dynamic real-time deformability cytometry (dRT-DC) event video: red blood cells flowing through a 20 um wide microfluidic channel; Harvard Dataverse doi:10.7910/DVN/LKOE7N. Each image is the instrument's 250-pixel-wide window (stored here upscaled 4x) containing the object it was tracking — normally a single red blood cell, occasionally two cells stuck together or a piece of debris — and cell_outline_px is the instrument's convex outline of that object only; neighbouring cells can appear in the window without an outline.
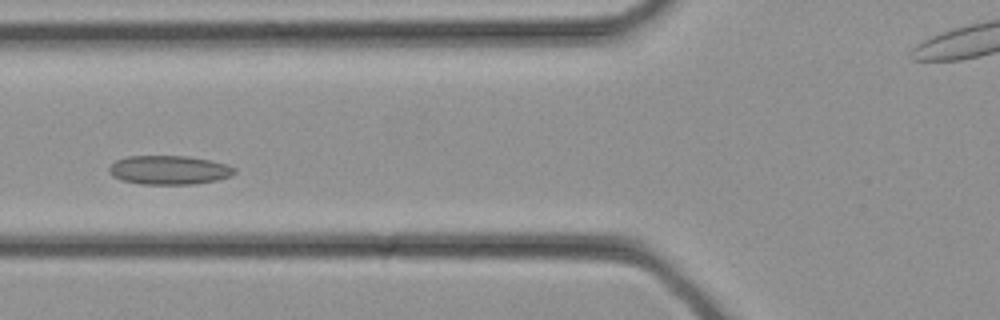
{"species": "common noctule bat (a hibernating species)", "species_latin": "Nyctalus noctula", "temperature_condition": "cold", "stored_images_in_passage": 28, "camera_frame_rate_fps": 3000, "um_per_image_px": 0.085, "animal": {"sex": "female", "body_mass_g": 21.9}, "frame": {"image": 1, "passage_image": 6, "time_ms": 1.667, "image_size_px": [1000, 320], "cell_outline_px": [[236, 172], [232, 176], [216, 180], [192, 184], [140, 184], [120, 180], [112, 176], [108, 172], [108, 168], [116, 160], [128, 156], [188, 156], [228, 164], [236, 168]], "centroid_in_image_um": [14.37, 14.45], "position_along_channel_um": 111.4, "area_um2": 21.27}}
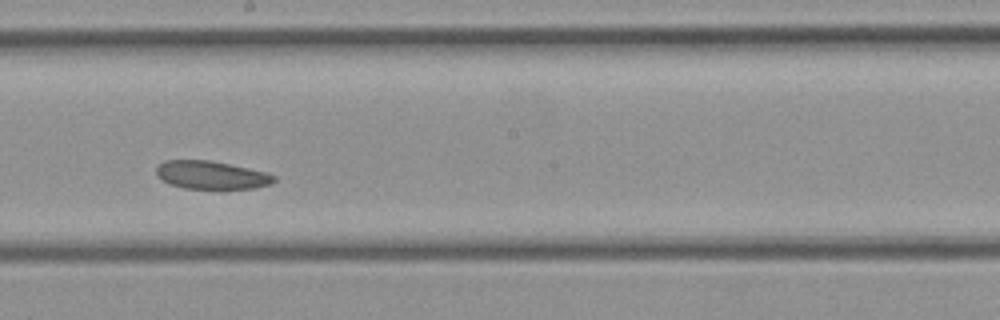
{"frame": {"image": 2, "passage_image": 12, "time_ms": 3.667, "image_size_px": [1000, 320], "cell_outline_px": [[276, 180], [272, 184], [256, 188], [184, 188], [168, 184], [160, 180], [156, 176], [156, 168], [164, 160], [212, 160], [268, 172], [276, 176]], "centroid_in_image_um": [17.97, 14.87], "position_along_channel_um": 230.2, "area_um2": 19.54}}
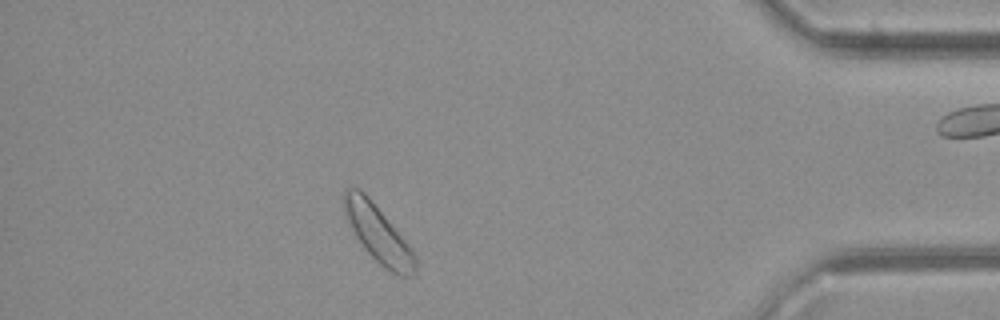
{"frame": {"image": 3, "passage_image": 23, "time_ms": 7.333, "image_size_px": [1000, 320], "cell_outline_px": [[416, 272], [412, 276], [400, 276], [384, 268], [364, 248], [344, 220], [344, 192], [348, 188], [360, 188], [368, 196], [412, 248], [416, 256]], "centroid_in_image_um": [32.13, 19.88], "position_along_channel_um": 403.1, "area_um2": 23.64}}